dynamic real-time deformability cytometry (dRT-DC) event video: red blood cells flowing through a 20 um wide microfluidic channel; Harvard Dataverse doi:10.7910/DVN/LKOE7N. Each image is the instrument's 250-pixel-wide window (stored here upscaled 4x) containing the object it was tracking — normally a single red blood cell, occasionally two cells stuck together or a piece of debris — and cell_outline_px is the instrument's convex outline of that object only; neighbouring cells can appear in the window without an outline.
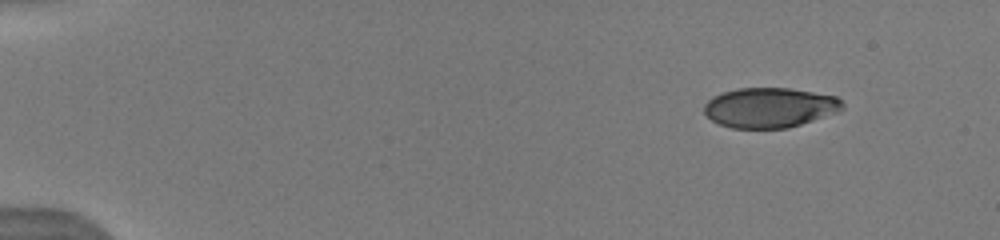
{"species": "human", "species_latin": "Homo sapiens", "temperature_condition": "warm", "stored_images_in_passage": 39, "camera_frame_rate_fps": 3000, "um_per_image_px": 0.085, "donor": {"sex": "male"}, "frame": {"image": 1, "passage_image": 1, "time_ms": 0.0, "image_size_px": [1000, 240], "cell_outline_px": [[844, 108], [840, 112], [788, 128], [732, 128], [720, 124], [712, 120], [704, 112], [704, 104], [712, 96], [736, 88], [788, 88], [836, 96], [844, 104]], "centroid_in_image_um": [65.44, 9.15], "position_along_channel_um": 19.6, "area_um2": 32.25}}
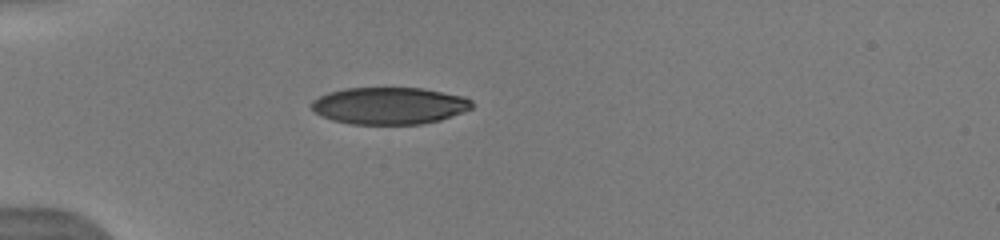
{"frame": {"image": 2, "passage_image": 11, "time_ms": 3.333, "image_size_px": [1000, 240], "cell_outline_px": [[472, 108], [464, 112], [440, 120], [420, 124], [352, 124], [332, 120], [320, 116], [312, 108], [312, 100], [328, 92], [344, 88], [424, 88], [464, 96], [472, 100]], "centroid_in_image_um": [33.11, 8.98], "position_along_channel_um": 51.9, "area_um2": 34.74}}
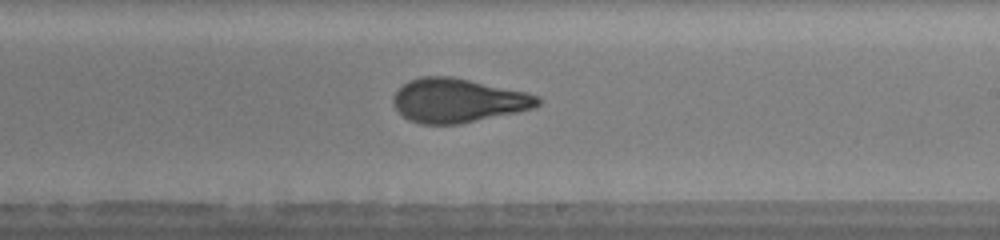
{"frame": {"image": 3, "passage_image": 20, "time_ms": 8.667, "image_size_px": [1000, 240], "cell_outline_px": [[540, 104], [536, 108], [460, 124], [420, 124], [408, 120], [396, 108], [392, 100], [392, 96], [408, 80], [420, 76], [452, 76], [528, 92], [540, 96]], "centroid_in_image_um": [38.95, 8.53], "position_along_channel_um": 250.1, "area_um2": 37.28}, "authors_computed_cell_mechanics": {"area_um2": 35.7782, "velocity_mm_per_s": 4.1056, "shape_relaxation_time_tau1_ms": 4.9886, "shape_relaxation_time_tau2_ms": 0.8333, "deformation_change_tau1": 0.2034, "deformation_change_tau2": 0.066}}